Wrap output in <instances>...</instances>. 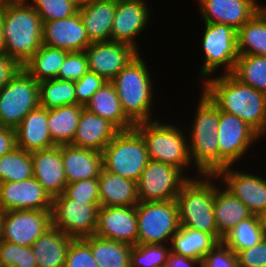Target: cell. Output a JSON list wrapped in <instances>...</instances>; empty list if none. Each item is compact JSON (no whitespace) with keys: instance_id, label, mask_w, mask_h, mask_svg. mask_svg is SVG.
<instances>
[{"instance_id":"cell-11","label":"cell","mask_w":266,"mask_h":267,"mask_svg":"<svg viewBox=\"0 0 266 267\" xmlns=\"http://www.w3.org/2000/svg\"><path fill=\"white\" fill-rule=\"evenodd\" d=\"M100 207L101 205H95L91 201L71 199L63 192L53 198L52 226L73 239L93 236Z\"/></svg>"},{"instance_id":"cell-21","label":"cell","mask_w":266,"mask_h":267,"mask_svg":"<svg viewBox=\"0 0 266 267\" xmlns=\"http://www.w3.org/2000/svg\"><path fill=\"white\" fill-rule=\"evenodd\" d=\"M42 37L43 45L68 52L85 51L92 43L79 12L68 18L43 22Z\"/></svg>"},{"instance_id":"cell-16","label":"cell","mask_w":266,"mask_h":267,"mask_svg":"<svg viewBox=\"0 0 266 267\" xmlns=\"http://www.w3.org/2000/svg\"><path fill=\"white\" fill-rule=\"evenodd\" d=\"M151 14L147 1L116 0L111 41L129 44L140 52L136 38L149 26Z\"/></svg>"},{"instance_id":"cell-13","label":"cell","mask_w":266,"mask_h":267,"mask_svg":"<svg viewBox=\"0 0 266 267\" xmlns=\"http://www.w3.org/2000/svg\"><path fill=\"white\" fill-rule=\"evenodd\" d=\"M180 169L155 160H149L137 181L139 202L175 200L188 180Z\"/></svg>"},{"instance_id":"cell-46","label":"cell","mask_w":266,"mask_h":267,"mask_svg":"<svg viewBox=\"0 0 266 267\" xmlns=\"http://www.w3.org/2000/svg\"><path fill=\"white\" fill-rule=\"evenodd\" d=\"M102 76L88 71L79 80L75 81V93L78 105L85 107L91 96L105 83Z\"/></svg>"},{"instance_id":"cell-17","label":"cell","mask_w":266,"mask_h":267,"mask_svg":"<svg viewBox=\"0 0 266 267\" xmlns=\"http://www.w3.org/2000/svg\"><path fill=\"white\" fill-rule=\"evenodd\" d=\"M53 198L35 177L20 182L0 183V211H51Z\"/></svg>"},{"instance_id":"cell-28","label":"cell","mask_w":266,"mask_h":267,"mask_svg":"<svg viewBox=\"0 0 266 267\" xmlns=\"http://www.w3.org/2000/svg\"><path fill=\"white\" fill-rule=\"evenodd\" d=\"M101 206H136L137 182L102 168L98 177Z\"/></svg>"},{"instance_id":"cell-43","label":"cell","mask_w":266,"mask_h":267,"mask_svg":"<svg viewBox=\"0 0 266 267\" xmlns=\"http://www.w3.org/2000/svg\"><path fill=\"white\" fill-rule=\"evenodd\" d=\"M64 193L71 199L77 201H91L95 205H100L98 178L68 183Z\"/></svg>"},{"instance_id":"cell-37","label":"cell","mask_w":266,"mask_h":267,"mask_svg":"<svg viewBox=\"0 0 266 267\" xmlns=\"http://www.w3.org/2000/svg\"><path fill=\"white\" fill-rule=\"evenodd\" d=\"M266 237V231L258 215H252L236 225L224 237L222 242L235 254L253 247Z\"/></svg>"},{"instance_id":"cell-49","label":"cell","mask_w":266,"mask_h":267,"mask_svg":"<svg viewBox=\"0 0 266 267\" xmlns=\"http://www.w3.org/2000/svg\"><path fill=\"white\" fill-rule=\"evenodd\" d=\"M21 66L6 54H0V90L17 73Z\"/></svg>"},{"instance_id":"cell-5","label":"cell","mask_w":266,"mask_h":267,"mask_svg":"<svg viewBox=\"0 0 266 267\" xmlns=\"http://www.w3.org/2000/svg\"><path fill=\"white\" fill-rule=\"evenodd\" d=\"M147 65L139 52L111 80L123 111L134 124L156 120L152 117L155 99L153 76Z\"/></svg>"},{"instance_id":"cell-35","label":"cell","mask_w":266,"mask_h":267,"mask_svg":"<svg viewBox=\"0 0 266 267\" xmlns=\"http://www.w3.org/2000/svg\"><path fill=\"white\" fill-rule=\"evenodd\" d=\"M84 239L90 244L93 258L99 267H130V244L96 235Z\"/></svg>"},{"instance_id":"cell-18","label":"cell","mask_w":266,"mask_h":267,"mask_svg":"<svg viewBox=\"0 0 266 267\" xmlns=\"http://www.w3.org/2000/svg\"><path fill=\"white\" fill-rule=\"evenodd\" d=\"M139 52L131 45L116 42H93L86 49L89 71L111 81Z\"/></svg>"},{"instance_id":"cell-20","label":"cell","mask_w":266,"mask_h":267,"mask_svg":"<svg viewBox=\"0 0 266 267\" xmlns=\"http://www.w3.org/2000/svg\"><path fill=\"white\" fill-rule=\"evenodd\" d=\"M196 1L203 22L226 24L236 31L264 7L257 0Z\"/></svg>"},{"instance_id":"cell-9","label":"cell","mask_w":266,"mask_h":267,"mask_svg":"<svg viewBox=\"0 0 266 267\" xmlns=\"http://www.w3.org/2000/svg\"><path fill=\"white\" fill-rule=\"evenodd\" d=\"M136 217L137 244H170L180 227L176 200L139 202Z\"/></svg>"},{"instance_id":"cell-26","label":"cell","mask_w":266,"mask_h":267,"mask_svg":"<svg viewBox=\"0 0 266 267\" xmlns=\"http://www.w3.org/2000/svg\"><path fill=\"white\" fill-rule=\"evenodd\" d=\"M115 11L116 0H90L78 9L92 43L111 41Z\"/></svg>"},{"instance_id":"cell-25","label":"cell","mask_w":266,"mask_h":267,"mask_svg":"<svg viewBox=\"0 0 266 267\" xmlns=\"http://www.w3.org/2000/svg\"><path fill=\"white\" fill-rule=\"evenodd\" d=\"M119 131L120 130L107 119L83 108L77 131L71 144L73 146L102 152Z\"/></svg>"},{"instance_id":"cell-6","label":"cell","mask_w":266,"mask_h":267,"mask_svg":"<svg viewBox=\"0 0 266 267\" xmlns=\"http://www.w3.org/2000/svg\"><path fill=\"white\" fill-rule=\"evenodd\" d=\"M158 120L141 122L135 124L134 128L144 139L148 156L151 160L172 165L180 169L188 178H192L189 169L192 161L190 159L188 131L182 130L179 125ZM186 133V135H185ZM188 169V171H186ZM189 174H188V173Z\"/></svg>"},{"instance_id":"cell-54","label":"cell","mask_w":266,"mask_h":267,"mask_svg":"<svg viewBox=\"0 0 266 267\" xmlns=\"http://www.w3.org/2000/svg\"><path fill=\"white\" fill-rule=\"evenodd\" d=\"M78 8L84 7L90 0H69Z\"/></svg>"},{"instance_id":"cell-29","label":"cell","mask_w":266,"mask_h":267,"mask_svg":"<svg viewBox=\"0 0 266 267\" xmlns=\"http://www.w3.org/2000/svg\"><path fill=\"white\" fill-rule=\"evenodd\" d=\"M84 108L107 119L119 130H129L135 126L123 111L118 94L111 81L105 82L91 96Z\"/></svg>"},{"instance_id":"cell-32","label":"cell","mask_w":266,"mask_h":267,"mask_svg":"<svg viewBox=\"0 0 266 267\" xmlns=\"http://www.w3.org/2000/svg\"><path fill=\"white\" fill-rule=\"evenodd\" d=\"M81 105H68L48 110V128L56 145L71 144L79 123Z\"/></svg>"},{"instance_id":"cell-22","label":"cell","mask_w":266,"mask_h":267,"mask_svg":"<svg viewBox=\"0 0 266 267\" xmlns=\"http://www.w3.org/2000/svg\"><path fill=\"white\" fill-rule=\"evenodd\" d=\"M34 177L52 197L62 194L67 178L65 175L61 145L31 153Z\"/></svg>"},{"instance_id":"cell-3","label":"cell","mask_w":266,"mask_h":267,"mask_svg":"<svg viewBox=\"0 0 266 267\" xmlns=\"http://www.w3.org/2000/svg\"><path fill=\"white\" fill-rule=\"evenodd\" d=\"M197 109L189 128L190 159L197 175H216L219 172V146L217 129L220 109L200 91ZM189 134V135H188Z\"/></svg>"},{"instance_id":"cell-12","label":"cell","mask_w":266,"mask_h":267,"mask_svg":"<svg viewBox=\"0 0 266 267\" xmlns=\"http://www.w3.org/2000/svg\"><path fill=\"white\" fill-rule=\"evenodd\" d=\"M219 146V171L238 165L239 161L246 158L253 144L261 140L262 136L248 123L235 115L219 112L217 129ZM259 138V139H258Z\"/></svg>"},{"instance_id":"cell-42","label":"cell","mask_w":266,"mask_h":267,"mask_svg":"<svg viewBox=\"0 0 266 267\" xmlns=\"http://www.w3.org/2000/svg\"><path fill=\"white\" fill-rule=\"evenodd\" d=\"M65 267H99L93 258L90 244L84 239H72L66 256Z\"/></svg>"},{"instance_id":"cell-44","label":"cell","mask_w":266,"mask_h":267,"mask_svg":"<svg viewBox=\"0 0 266 267\" xmlns=\"http://www.w3.org/2000/svg\"><path fill=\"white\" fill-rule=\"evenodd\" d=\"M89 71L85 51L69 52L56 79L77 81Z\"/></svg>"},{"instance_id":"cell-38","label":"cell","mask_w":266,"mask_h":267,"mask_svg":"<svg viewBox=\"0 0 266 267\" xmlns=\"http://www.w3.org/2000/svg\"><path fill=\"white\" fill-rule=\"evenodd\" d=\"M34 177L31 153L16 146L0 158V183L20 182Z\"/></svg>"},{"instance_id":"cell-56","label":"cell","mask_w":266,"mask_h":267,"mask_svg":"<svg viewBox=\"0 0 266 267\" xmlns=\"http://www.w3.org/2000/svg\"><path fill=\"white\" fill-rule=\"evenodd\" d=\"M3 241L2 212L0 211V245Z\"/></svg>"},{"instance_id":"cell-31","label":"cell","mask_w":266,"mask_h":267,"mask_svg":"<svg viewBox=\"0 0 266 267\" xmlns=\"http://www.w3.org/2000/svg\"><path fill=\"white\" fill-rule=\"evenodd\" d=\"M217 243L210 234L180 226L172 236L170 250L174 254L191 257L201 262Z\"/></svg>"},{"instance_id":"cell-23","label":"cell","mask_w":266,"mask_h":267,"mask_svg":"<svg viewBox=\"0 0 266 267\" xmlns=\"http://www.w3.org/2000/svg\"><path fill=\"white\" fill-rule=\"evenodd\" d=\"M47 123L48 109L38 106L31 110L15 128L16 146L29 153L55 146Z\"/></svg>"},{"instance_id":"cell-4","label":"cell","mask_w":266,"mask_h":267,"mask_svg":"<svg viewBox=\"0 0 266 267\" xmlns=\"http://www.w3.org/2000/svg\"><path fill=\"white\" fill-rule=\"evenodd\" d=\"M194 176L183 184L175 199L180 226L210 234L218 243L222 242L223 237L217 230L213 206L215 191L221 182L216 175Z\"/></svg>"},{"instance_id":"cell-45","label":"cell","mask_w":266,"mask_h":267,"mask_svg":"<svg viewBox=\"0 0 266 267\" xmlns=\"http://www.w3.org/2000/svg\"><path fill=\"white\" fill-rule=\"evenodd\" d=\"M201 267H238L237 254L219 242L204 256Z\"/></svg>"},{"instance_id":"cell-51","label":"cell","mask_w":266,"mask_h":267,"mask_svg":"<svg viewBox=\"0 0 266 267\" xmlns=\"http://www.w3.org/2000/svg\"><path fill=\"white\" fill-rule=\"evenodd\" d=\"M164 267H201V262L191 257L180 256L170 252Z\"/></svg>"},{"instance_id":"cell-27","label":"cell","mask_w":266,"mask_h":267,"mask_svg":"<svg viewBox=\"0 0 266 267\" xmlns=\"http://www.w3.org/2000/svg\"><path fill=\"white\" fill-rule=\"evenodd\" d=\"M73 238L56 227H49L30 246L37 267H65L67 251Z\"/></svg>"},{"instance_id":"cell-15","label":"cell","mask_w":266,"mask_h":267,"mask_svg":"<svg viewBox=\"0 0 266 267\" xmlns=\"http://www.w3.org/2000/svg\"><path fill=\"white\" fill-rule=\"evenodd\" d=\"M51 226V211L2 212L3 240L17 245L30 247Z\"/></svg>"},{"instance_id":"cell-41","label":"cell","mask_w":266,"mask_h":267,"mask_svg":"<svg viewBox=\"0 0 266 267\" xmlns=\"http://www.w3.org/2000/svg\"><path fill=\"white\" fill-rule=\"evenodd\" d=\"M33 7L39 16L42 23L68 18L78 12V7L69 0H25Z\"/></svg>"},{"instance_id":"cell-1","label":"cell","mask_w":266,"mask_h":267,"mask_svg":"<svg viewBox=\"0 0 266 267\" xmlns=\"http://www.w3.org/2000/svg\"><path fill=\"white\" fill-rule=\"evenodd\" d=\"M207 78L202 91L225 113L235 115L266 135V93L241 83L231 73Z\"/></svg>"},{"instance_id":"cell-52","label":"cell","mask_w":266,"mask_h":267,"mask_svg":"<svg viewBox=\"0 0 266 267\" xmlns=\"http://www.w3.org/2000/svg\"><path fill=\"white\" fill-rule=\"evenodd\" d=\"M17 267H37L31 247L21 245L20 264Z\"/></svg>"},{"instance_id":"cell-19","label":"cell","mask_w":266,"mask_h":267,"mask_svg":"<svg viewBox=\"0 0 266 267\" xmlns=\"http://www.w3.org/2000/svg\"><path fill=\"white\" fill-rule=\"evenodd\" d=\"M94 235L137 245L136 206H101Z\"/></svg>"},{"instance_id":"cell-48","label":"cell","mask_w":266,"mask_h":267,"mask_svg":"<svg viewBox=\"0 0 266 267\" xmlns=\"http://www.w3.org/2000/svg\"><path fill=\"white\" fill-rule=\"evenodd\" d=\"M21 245L3 241L0 245V267H17L20 264Z\"/></svg>"},{"instance_id":"cell-7","label":"cell","mask_w":266,"mask_h":267,"mask_svg":"<svg viewBox=\"0 0 266 267\" xmlns=\"http://www.w3.org/2000/svg\"><path fill=\"white\" fill-rule=\"evenodd\" d=\"M101 153L105 170L136 182L150 160L144 139L135 128L120 130Z\"/></svg>"},{"instance_id":"cell-36","label":"cell","mask_w":266,"mask_h":267,"mask_svg":"<svg viewBox=\"0 0 266 267\" xmlns=\"http://www.w3.org/2000/svg\"><path fill=\"white\" fill-rule=\"evenodd\" d=\"M68 105H78L75 81L55 78L39 82V106L50 110Z\"/></svg>"},{"instance_id":"cell-8","label":"cell","mask_w":266,"mask_h":267,"mask_svg":"<svg viewBox=\"0 0 266 267\" xmlns=\"http://www.w3.org/2000/svg\"><path fill=\"white\" fill-rule=\"evenodd\" d=\"M202 25L205 28L200 46L205 59L198 73L201 75L199 76L201 83L213 74L215 76V71L219 73L221 68H223L221 74L232 73L239 57L235 29L222 23L204 22Z\"/></svg>"},{"instance_id":"cell-14","label":"cell","mask_w":266,"mask_h":267,"mask_svg":"<svg viewBox=\"0 0 266 267\" xmlns=\"http://www.w3.org/2000/svg\"><path fill=\"white\" fill-rule=\"evenodd\" d=\"M235 167L228 166L216 176L226 190L239 198L253 215L259 216L266 208V178Z\"/></svg>"},{"instance_id":"cell-55","label":"cell","mask_w":266,"mask_h":267,"mask_svg":"<svg viewBox=\"0 0 266 267\" xmlns=\"http://www.w3.org/2000/svg\"><path fill=\"white\" fill-rule=\"evenodd\" d=\"M259 219L261 221L262 226L264 227L265 231H266V208L264 209V211L259 215Z\"/></svg>"},{"instance_id":"cell-47","label":"cell","mask_w":266,"mask_h":267,"mask_svg":"<svg viewBox=\"0 0 266 267\" xmlns=\"http://www.w3.org/2000/svg\"><path fill=\"white\" fill-rule=\"evenodd\" d=\"M238 267H266V237L237 253Z\"/></svg>"},{"instance_id":"cell-50","label":"cell","mask_w":266,"mask_h":267,"mask_svg":"<svg viewBox=\"0 0 266 267\" xmlns=\"http://www.w3.org/2000/svg\"><path fill=\"white\" fill-rule=\"evenodd\" d=\"M16 147V131L14 128L0 126V158Z\"/></svg>"},{"instance_id":"cell-24","label":"cell","mask_w":266,"mask_h":267,"mask_svg":"<svg viewBox=\"0 0 266 267\" xmlns=\"http://www.w3.org/2000/svg\"><path fill=\"white\" fill-rule=\"evenodd\" d=\"M61 153L67 183L100 176L103 168L101 152L65 144L61 145Z\"/></svg>"},{"instance_id":"cell-10","label":"cell","mask_w":266,"mask_h":267,"mask_svg":"<svg viewBox=\"0 0 266 267\" xmlns=\"http://www.w3.org/2000/svg\"><path fill=\"white\" fill-rule=\"evenodd\" d=\"M39 106V82L21 67L0 90V126L16 128Z\"/></svg>"},{"instance_id":"cell-39","label":"cell","mask_w":266,"mask_h":267,"mask_svg":"<svg viewBox=\"0 0 266 267\" xmlns=\"http://www.w3.org/2000/svg\"><path fill=\"white\" fill-rule=\"evenodd\" d=\"M231 74L241 83L266 93V56L239 54Z\"/></svg>"},{"instance_id":"cell-40","label":"cell","mask_w":266,"mask_h":267,"mask_svg":"<svg viewBox=\"0 0 266 267\" xmlns=\"http://www.w3.org/2000/svg\"><path fill=\"white\" fill-rule=\"evenodd\" d=\"M170 252V244H137L131 248L130 267H164Z\"/></svg>"},{"instance_id":"cell-53","label":"cell","mask_w":266,"mask_h":267,"mask_svg":"<svg viewBox=\"0 0 266 267\" xmlns=\"http://www.w3.org/2000/svg\"><path fill=\"white\" fill-rule=\"evenodd\" d=\"M0 54H5L3 36V0H0Z\"/></svg>"},{"instance_id":"cell-30","label":"cell","mask_w":266,"mask_h":267,"mask_svg":"<svg viewBox=\"0 0 266 267\" xmlns=\"http://www.w3.org/2000/svg\"><path fill=\"white\" fill-rule=\"evenodd\" d=\"M213 206L217 230L222 237L253 215L239 198L233 196L222 185L215 191Z\"/></svg>"},{"instance_id":"cell-2","label":"cell","mask_w":266,"mask_h":267,"mask_svg":"<svg viewBox=\"0 0 266 267\" xmlns=\"http://www.w3.org/2000/svg\"><path fill=\"white\" fill-rule=\"evenodd\" d=\"M43 23L25 0H3L4 52L21 67L43 45Z\"/></svg>"},{"instance_id":"cell-33","label":"cell","mask_w":266,"mask_h":267,"mask_svg":"<svg viewBox=\"0 0 266 267\" xmlns=\"http://www.w3.org/2000/svg\"><path fill=\"white\" fill-rule=\"evenodd\" d=\"M239 54L266 56V7L237 30Z\"/></svg>"},{"instance_id":"cell-34","label":"cell","mask_w":266,"mask_h":267,"mask_svg":"<svg viewBox=\"0 0 266 267\" xmlns=\"http://www.w3.org/2000/svg\"><path fill=\"white\" fill-rule=\"evenodd\" d=\"M68 53L60 48L42 45L22 67L38 82L55 79Z\"/></svg>"}]
</instances>
